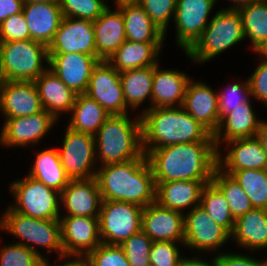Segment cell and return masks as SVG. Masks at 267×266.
I'll list each match as a JSON object with an SVG mask.
<instances>
[{"mask_svg":"<svg viewBox=\"0 0 267 266\" xmlns=\"http://www.w3.org/2000/svg\"><path fill=\"white\" fill-rule=\"evenodd\" d=\"M215 0H177L175 16V42L186 52L201 36L210 22ZM209 17V18H208Z\"/></svg>","mask_w":267,"mask_h":266,"instance_id":"7c38bea8","label":"cell"},{"mask_svg":"<svg viewBox=\"0 0 267 266\" xmlns=\"http://www.w3.org/2000/svg\"><path fill=\"white\" fill-rule=\"evenodd\" d=\"M41 257L19 243L0 247V266H39Z\"/></svg>","mask_w":267,"mask_h":266,"instance_id":"7bdbcfd3","label":"cell"},{"mask_svg":"<svg viewBox=\"0 0 267 266\" xmlns=\"http://www.w3.org/2000/svg\"><path fill=\"white\" fill-rule=\"evenodd\" d=\"M231 240L246 250L267 248V210L253 208L235 220ZM253 251V252H252Z\"/></svg>","mask_w":267,"mask_h":266,"instance_id":"f546056e","label":"cell"},{"mask_svg":"<svg viewBox=\"0 0 267 266\" xmlns=\"http://www.w3.org/2000/svg\"><path fill=\"white\" fill-rule=\"evenodd\" d=\"M123 14L126 39L133 42L164 43L165 33L150 19L135 1L128 0L116 6Z\"/></svg>","mask_w":267,"mask_h":266,"instance_id":"f1b7e54d","label":"cell"},{"mask_svg":"<svg viewBox=\"0 0 267 266\" xmlns=\"http://www.w3.org/2000/svg\"><path fill=\"white\" fill-rule=\"evenodd\" d=\"M225 143L224 149H228L226 154L217 150V167L223 172L242 169L267 170V155L256 136Z\"/></svg>","mask_w":267,"mask_h":266,"instance_id":"44dd1931","label":"cell"},{"mask_svg":"<svg viewBox=\"0 0 267 266\" xmlns=\"http://www.w3.org/2000/svg\"><path fill=\"white\" fill-rule=\"evenodd\" d=\"M143 207L123 201L102 200L99 235L102 243L121 245L142 227Z\"/></svg>","mask_w":267,"mask_h":266,"instance_id":"9c48e42d","label":"cell"},{"mask_svg":"<svg viewBox=\"0 0 267 266\" xmlns=\"http://www.w3.org/2000/svg\"><path fill=\"white\" fill-rule=\"evenodd\" d=\"M218 0H215V2H217ZM230 2H232V4L229 2V7L225 8V9H229V10H238L244 6L250 5L256 1L259 0H229Z\"/></svg>","mask_w":267,"mask_h":266,"instance_id":"db71d44e","label":"cell"},{"mask_svg":"<svg viewBox=\"0 0 267 266\" xmlns=\"http://www.w3.org/2000/svg\"><path fill=\"white\" fill-rule=\"evenodd\" d=\"M200 206L216 224L225 228L230 234L233 233L235 219L230 212L229 203L212 182L203 187Z\"/></svg>","mask_w":267,"mask_h":266,"instance_id":"74e56055","label":"cell"},{"mask_svg":"<svg viewBox=\"0 0 267 266\" xmlns=\"http://www.w3.org/2000/svg\"><path fill=\"white\" fill-rule=\"evenodd\" d=\"M96 100L110 115L128 114L118 72L108 61L101 60L94 67L85 93Z\"/></svg>","mask_w":267,"mask_h":266,"instance_id":"5bb4252c","label":"cell"},{"mask_svg":"<svg viewBox=\"0 0 267 266\" xmlns=\"http://www.w3.org/2000/svg\"><path fill=\"white\" fill-rule=\"evenodd\" d=\"M256 137L260 140L262 148L267 155V120H262Z\"/></svg>","mask_w":267,"mask_h":266,"instance_id":"f5cc1de1","label":"cell"},{"mask_svg":"<svg viewBox=\"0 0 267 266\" xmlns=\"http://www.w3.org/2000/svg\"><path fill=\"white\" fill-rule=\"evenodd\" d=\"M211 182L224 195L235 220L254 208L240 184L231 175L224 173L218 167L213 171Z\"/></svg>","mask_w":267,"mask_h":266,"instance_id":"d590c367","label":"cell"},{"mask_svg":"<svg viewBox=\"0 0 267 266\" xmlns=\"http://www.w3.org/2000/svg\"><path fill=\"white\" fill-rule=\"evenodd\" d=\"M224 173L240 184L254 208L267 210V170L242 169Z\"/></svg>","mask_w":267,"mask_h":266,"instance_id":"8d00e7d4","label":"cell"},{"mask_svg":"<svg viewBox=\"0 0 267 266\" xmlns=\"http://www.w3.org/2000/svg\"><path fill=\"white\" fill-rule=\"evenodd\" d=\"M48 63V47L40 42H0V81H35Z\"/></svg>","mask_w":267,"mask_h":266,"instance_id":"52a82bcc","label":"cell"},{"mask_svg":"<svg viewBox=\"0 0 267 266\" xmlns=\"http://www.w3.org/2000/svg\"><path fill=\"white\" fill-rule=\"evenodd\" d=\"M62 147L58 148L60 162L70 179L94 178L98 169L95 137L66 127Z\"/></svg>","mask_w":267,"mask_h":266,"instance_id":"30bf717a","label":"cell"},{"mask_svg":"<svg viewBox=\"0 0 267 266\" xmlns=\"http://www.w3.org/2000/svg\"><path fill=\"white\" fill-rule=\"evenodd\" d=\"M154 78V66L137 68L120 72V82L127 108L136 112L149 100V108H144L140 115L147 109L152 108V86Z\"/></svg>","mask_w":267,"mask_h":266,"instance_id":"1f68e13d","label":"cell"},{"mask_svg":"<svg viewBox=\"0 0 267 266\" xmlns=\"http://www.w3.org/2000/svg\"><path fill=\"white\" fill-rule=\"evenodd\" d=\"M72 258V259H71ZM60 263H57V265L52 266H90L89 259L87 255H60L57 257ZM67 259V260H66ZM63 260V261H62ZM46 257L41 259L39 266H51V262H49Z\"/></svg>","mask_w":267,"mask_h":266,"instance_id":"681fc988","label":"cell"},{"mask_svg":"<svg viewBox=\"0 0 267 266\" xmlns=\"http://www.w3.org/2000/svg\"><path fill=\"white\" fill-rule=\"evenodd\" d=\"M210 260H205V259L202 260L197 255H194L192 258L184 256L180 260L178 266H218L216 257H213Z\"/></svg>","mask_w":267,"mask_h":266,"instance_id":"816d5d0a","label":"cell"},{"mask_svg":"<svg viewBox=\"0 0 267 266\" xmlns=\"http://www.w3.org/2000/svg\"><path fill=\"white\" fill-rule=\"evenodd\" d=\"M251 102L249 100L241 104L220 120L218 129L213 135L217 150H221L225 142L256 136L262 119L257 118Z\"/></svg>","mask_w":267,"mask_h":266,"instance_id":"cb8c5ba5","label":"cell"},{"mask_svg":"<svg viewBox=\"0 0 267 266\" xmlns=\"http://www.w3.org/2000/svg\"><path fill=\"white\" fill-rule=\"evenodd\" d=\"M140 117L143 149L192 142H214L213 135L181 106L150 108Z\"/></svg>","mask_w":267,"mask_h":266,"instance_id":"3957f363","label":"cell"},{"mask_svg":"<svg viewBox=\"0 0 267 266\" xmlns=\"http://www.w3.org/2000/svg\"><path fill=\"white\" fill-rule=\"evenodd\" d=\"M257 54L263 56L267 59V42L264 44V46L257 52Z\"/></svg>","mask_w":267,"mask_h":266,"instance_id":"9f6ffc18","label":"cell"},{"mask_svg":"<svg viewBox=\"0 0 267 266\" xmlns=\"http://www.w3.org/2000/svg\"><path fill=\"white\" fill-rule=\"evenodd\" d=\"M82 53L97 57L93 21L63 17L48 54Z\"/></svg>","mask_w":267,"mask_h":266,"instance_id":"9a60e30c","label":"cell"},{"mask_svg":"<svg viewBox=\"0 0 267 266\" xmlns=\"http://www.w3.org/2000/svg\"><path fill=\"white\" fill-rule=\"evenodd\" d=\"M1 215L0 233L7 232L15 238H19V243L24 245L38 254L41 258H45L46 254L55 251L58 256L63 255V247L61 241V225L60 220H44L32 218L20 214L12 210L9 206ZM36 246V247H35ZM46 249V254L43 251H38V247Z\"/></svg>","mask_w":267,"mask_h":266,"instance_id":"8992f818","label":"cell"},{"mask_svg":"<svg viewBox=\"0 0 267 266\" xmlns=\"http://www.w3.org/2000/svg\"><path fill=\"white\" fill-rule=\"evenodd\" d=\"M58 120L46 110L37 114L4 119L0 131V145L6 148L38 145L53 130Z\"/></svg>","mask_w":267,"mask_h":266,"instance_id":"4fadbf2b","label":"cell"},{"mask_svg":"<svg viewBox=\"0 0 267 266\" xmlns=\"http://www.w3.org/2000/svg\"><path fill=\"white\" fill-rule=\"evenodd\" d=\"M104 3H106V5H108L109 6V4H107L108 2H109V0H108V2H107V0H102ZM106 1V2H105ZM111 1H114V4H115V6H118V5H120V4H122L123 2H125V1H128V0H111Z\"/></svg>","mask_w":267,"mask_h":266,"instance_id":"6f0895ef","label":"cell"},{"mask_svg":"<svg viewBox=\"0 0 267 266\" xmlns=\"http://www.w3.org/2000/svg\"><path fill=\"white\" fill-rule=\"evenodd\" d=\"M159 63L154 66L152 108L182 106L187 85L192 78L185 71L162 69Z\"/></svg>","mask_w":267,"mask_h":266,"instance_id":"603a6c76","label":"cell"},{"mask_svg":"<svg viewBox=\"0 0 267 266\" xmlns=\"http://www.w3.org/2000/svg\"><path fill=\"white\" fill-rule=\"evenodd\" d=\"M30 32L23 12L12 15L0 24V42L29 40Z\"/></svg>","mask_w":267,"mask_h":266,"instance_id":"bcb514c9","label":"cell"},{"mask_svg":"<svg viewBox=\"0 0 267 266\" xmlns=\"http://www.w3.org/2000/svg\"><path fill=\"white\" fill-rule=\"evenodd\" d=\"M97 57L108 61L126 41L122 12L110 6L93 21Z\"/></svg>","mask_w":267,"mask_h":266,"instance_id":"4316f807","label":"cell"},{"mask_svg":"<svg viewBox=\"0 0 267 266\" xmlns=\"http://www.w3.org/2000/svg\"><path fill=\"white\" fill-rule=\"evenodd\" d=\"M63 254L88 255L98 245L99 217L60 216Z\"/></svg>","mask_w":267,"mask_h":266,"instance_id":"2e32d148","label":"cell"},{"mask_svg":"<svg viewBox=\"0 0 267 266\" xmlns=\"http://www.w3.org/2000/svg\"><path fill=\"white\" fill-rule=\"evenodd\" d=\"M245 39L256 54L267 42V0H259L238 9Z\"/></svg>","mask_w":267,"mask_h":266,"instance_id":"e575fe53","label":"cell"},{"mask_svg":"<svg viewBox=\"0 0 267 266\" xmlns=\"http://www.w3.org/2000/svg\"><path fill=\"white\" fill-rule=\"evenodd\" d=\"M25 3H48V2H59V0H24Z\"/></svg>","mask_w":267,"mask_h":266,"instance_id":"11a10c76","label":"cell"},{"mask_svg":"<svg viewBox=\"0 0 267 266\" xmlns=\"http://www.w3.org/2000/svg\"><path fill=\"white\" fill-rule=\"evenodd\" d=\"M63 17L95 21L109 7L102 0H59Z\"/></svg>","mask_w":267,"mask_h":266,"instance_id":"ab89813d","label":"cell"},{"mask_svg":"<svg viewBox=\"0 0 267 266\" xmlns=\"http://www.w3.org/2000/svg\"><path fill=\"white\" fill-rule=\"evenodd\" d=\"M67 127L72 130L95 135L110 114L86 94H77L75 103L69 113Z\"/></svg>","mask_w":267,"mask_h":266,"instance_id":"836d02e7","label":"cell"},{"mask_svg":"<svg viewBox=\"0 0 267 266\" xmlns=\"http://www.w3.org/2000/svg\"><path fill=\"white\" fill-rule=\"evenodd\" d=\"M87 257L90 266H131L120 245L101 243Z\"/></svg>","mask_w":267,"mask_h":266,"instance_id":"f6af8a7d","label":"cell"},{"mask_svg":"<svg viewBox=\"0 0 267 266\" xmlns=\"http://www.w3.org/2000/svg\"><path fill=\"white\" fill-rule=\"evenodd\" d=\"M96 181L102 200L145 207L156 201V184L147 158L98 167Z\"/></svg>","mask_w":267,"mask_h":266,"instance_id":"7a4b0ae2","label":"cell"},{"mask_svg":"<svg viewBox=\"0 0 267 266\" xmlns=\"http://www.w3.org/2000/svg\"><path fill=\"white\" fill-rule=\"evenodd\" d=\"M9 186V191L15 200L14 203L9 204L12 210L28 217L44 220H59L63 215L60 213L59 191L28 175L12 181Z\"/></svg>","mask_w":267,"mask_h":266,"instance_id":"ba28073f","label":"cell"},{"mask_svg":"<svg viewBox=\"0 0 267 266\" xmlns=\"http://www.w3.org/2000/svg\"><path fill=\"white\" fill-rule=\"evenodd\" d=\"M34 160L28 176L59 192L68 185L70 178L60 162L57 149L39 150Z\"/></svg>","mask_w":267,"mask_h":266,"instance_id":"d6a6232c","label":"cell"},{"mask_svg":"<svg viewBox=\"0 0 267 266\" xmlns=\"http://www.w3.org/2000/svg\"><path fill=\"white\" fill-rule=\"evenodd\" d=\"M243 40L245 34L240 13L222 7L185 55L198 65L205 64Z\"/></svg>","mask_w":267,"mask_h":266,"instance_id":"5b68a950","label":"cell"},{"mask_svg":"<svg viewBox=\"0 0 267 266\" xmlns=\"http://www.w3.org/2000/svg\"><path fill=\"white\" fill-rule=\"evenodd\" d=\"M153 241L142 231L131 235L120 246L131 266H151L150 249Z\"/></svg>","mask_w":267,"mask_h":266,"instance_id":"60d3db41","label":"cell"},{"mask_svg":"<svg viewBox=\"0 0 267 266\" xmlns=\"http://www.w3.org/2000/svg\"><path fill=\"white\" fill-rule=\"evenodd\" d=\"M63 216L99 217L102 197L96 178L70 179L60 192Z\"/></svg>","mask_w":267,"mask_h":266,"instance_id":"7402d4cb","label":"cell"},{"mask_svg":"<svg viewBox=\"0 0 267 266\" xmlns=\"http://www.w3.org/2000/svg\"><path fill=\"white\" fill-rule=\"evenodd\" d=\"M94 137L98 167L146 157L142 146L140 114L133 120L130 113L110 115Z\"/></svg>","mask_w":267,"mask_h":266,"instance_id":"277c9868","label":"cell"},{"mask_svg":"<svg viewBox=\"0 0 267 266\" xmlns=\"http://www.w3.org/2000/svg\"><path fill=\"white\" fill-rule=\"evenodd\" d=\"M164 43L133 42L126 39L108 62L118 71L155 66Z\"/></svg>","mask_w":267,"mask_h":266,"instance_id":"4dcf8cb0","label":"cell"},{"mask_svg":"<svg viewBox=\"0 0 267 266\" xmlns=\"http://www.w3.org/2000/svg\"><path fill=\"white\" fill-rule=\"evenodd\" d=\"M226 87L224 90L218 91L219 123L225 115L252 98L247 78L242 83H230Z\"/></svg>","mask_w":267,"mask_h":266,"instance_id":"f35d334b","label":"cell"},{"mask_svg":"<svg viewBox=\"0 0 267 266\" xmlns=\"http://www.w3.org/2000/svg\"><path fill=\"white\" fill-rule=\"evenodd\" d=\"M156 26L167 34L170 20H174L177 0H135Z\"/></svg>","mask_w":267,"mask_h":266,"instance_id":"b9f144b4","label":"cell"},{"mask_svg":"<svg viewBox=\"0 0 267 266\" xmlns=\"http://www.w3.org/2000/svg\"><path fill=\"white\" fill-rule=\"evenodd\" d=\"M143 151L155 182L211 181L213 171L217 167V149L214 142L174 144Z\"/></svg>","mask_w":267,"mask_h":266,"instance_id":"6da1fadb","label":"cell"},{"mask_svg":"<svg viewBox=\"0 0 267 266\" xmlns=\"http://www.w3.org/2000/svg\"><path fill=\"white\" fill-rule=\"evenodd\" d=\"M184 247L190 250L213 253L231 241V234L216 224L207 212L199 205L184 213Z\"/></svg>","mask_w":267,"mask_h":266,"instance_id":"8fae6325","label":"cell"},{"mask_svg":"<svg viewBox=\"0 0 267 266\" xmlns=\"http://www.w3.org/2000/svg\"><path fill=\"white\" fill-rule=\"evenodd\" d=\"M210 182L195 180L155 182L156 202L163 207L185 213L186 209L190 211L200 205L203 187Z\"/></svg>","mask_w":267,"mask_h":266,"instance_id":"d4e9b609","label":"cell"},{"mask_svg":"<svg viewBox=\"0 0 267 266\" xmlns=\"http://www.w3.org/2000/svg\"><path fill=\"white\" fill-rule=\"evenodd\" d=\"M179 242L172 241H154L150 249L151 266H178L180 260L184 257L180 251Z\"/></svg>","mask_w":267,"mask_h":266,"instance_id":"ee69618b","label":"cell"},{"mask_svg":"<svg viewBox=\"0 0 267 266\" xmlns=\"http://www.w3.org/2000/svg\"><path fill=\"white\" fill-rule=\"evenodd\" d=\"M258 56L260 57L258 66L247 78L251 97L267 107V59L259 54Z\"/></svg>","mask_w":267,"mask_h":266,"instance_id":"7dc6e473","label":"cell"},{"mask_svg":"<svg viewBox=\"0 0 267 266\" xmlns=\"http://www.w3.org/2000/svg\"><path fill=\"white\" fill-rule=\"evenodd\" d=\"M48 55V68L76 94H85L92 71L101 60L82 53Z\"/></svg>","mask_w":267,"mask_h":266,"instance_id":"d6986e66","label":"cell"},{"mask_svg":"<svg viewBox=\"0 0 267 266\" xmlns=\"http://www.w3.org/2000/svg\"><path fill=\"white\" fill-rule=\"evenodd\" d=\"M216 257L218 266H267V260L264 259L262 261L251 257L250 255L246 254H240V253H231V252H219L216 255H213Z\"/></svg>","mask_w":267,"mask_h":266,"instance_id":"c3c4849f","label":"cell"},{"mask_svg":"<svg viewBox=\"0 0 267 266\" xmlns=\"http://www.w3.org/2000/svg\"><path fill=\"white\" fill-rule=\"evenodd\" d=\"M34 81H0V112L4 119L43 111Z\"/></svg>","mask_w":267,"mask_h":266,"instance_id":"ac0fdd59","label":"cell"},{"mask_svg":"<svg viewBox=\"0 0 267 266\" xmlns=\"http://www.w3.org/2000/svg\"><path fill=\"white\" fill-rule=\"evenodd\" d=\"M34 83L44 110L58 121L63 113H70L77 94L68 88L53 71L47 68Z\"/></svg>","mask_w":267,"mask_h":266,"instance_id":"83f0119b","label":"cell"},{"mask_svg":"<svg viewBox=\"0 0 267 266\" xmlns=\"http://www.w3.org/2000/svg\"><path fill=\"white\" fill-rule=\"evenodd\" d=\"M184 213L150 203L142 211L141 230L154 241H172L184 244Z\"/></svg>","mask_w":267,"mask_h":266,"instance_id":"e0dca14e","label":"cell"},{"mask_svg":"<svg viewBox=\"0 0 267 266\" xmlns=\"http://www.w3.org/2000/svg\"><path fill=\"white\" fill-rule=\"evenodd\" d=\"M23 15L31 39L48 47L63 18L59 2L24 3Z\"/></svg>","mask_w":267,"mask_h":266,"instance_id":"484cf974","label":"cell"},{"mask_svg":"<svg viewBox=\"0 0 267 266\" xmlns=\"http://www.w3.org/2000/svg\"><path fill=\"white\" fill-rule=\"evenodd\" d=\"M1 221H2V217H0V228H1ZM0 240H1V238H0Z\"/></svg>","mask_w":267,"mask_h":266,"instance_id":"680465c9","label":"cell"},{"mask_svg":"<svg viewBox=\"0 0 267 266\" xmlns=\"http://www.w3.org/2000/svg\"><path fill=\"white\" fill-rule=\"evenodd\" d=\"M195 81H189L181 107L214 135L219 126L218 92L207 83Z\"/></svg>","mask_w":267,"mask_h":266,"instance_id":"ffe728a7","label":"cell"},{"mask_svg":"<svg viewBox=\"0 0 267 266\" xmlns=\"http://www.w3.org/2000/svg\"><path fill=\"white\" fill-rule=\"evenodd\" d=\"M24 0H0V24L8 17L23 12Z\"/></svg>","mask_w":267,"mask_h":266,"instance_id":"f907efd6","label":"cell"}]
</instances>
